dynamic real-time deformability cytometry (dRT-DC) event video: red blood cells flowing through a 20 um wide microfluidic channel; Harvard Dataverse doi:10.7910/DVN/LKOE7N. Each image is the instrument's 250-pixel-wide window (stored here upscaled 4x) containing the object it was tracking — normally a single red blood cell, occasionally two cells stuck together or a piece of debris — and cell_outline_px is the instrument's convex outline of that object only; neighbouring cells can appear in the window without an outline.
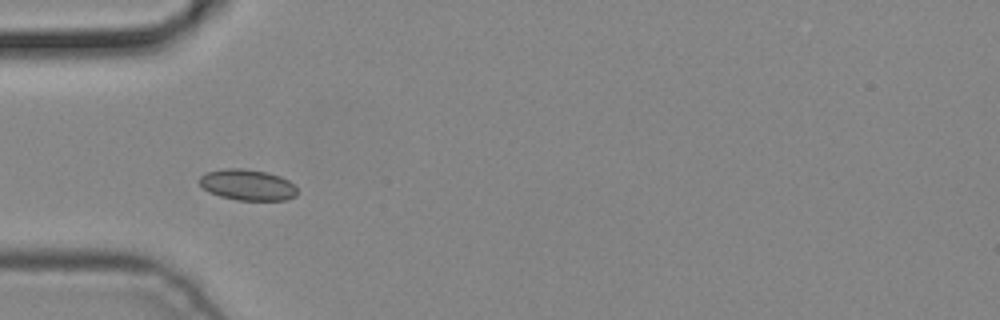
{"species": "common noctule bat (a hibernating species)", "species_latin": "Nyctalus noctula", "temperature_condition": "cold", "stored_images_in_passage": 3, "camera_frame_rate_fps": 3000, "um_per_image_px": 0.085, "animal": {"sex": "male", "body_mass_g": 19.2, "forearm_length_mm": 51.8}, "frame": {"image": 1, "passage_image": 1, "time_ms": 0.0, "image_size_px": [1000, 320], "cell_outline_px": [[296, 196], [284, 200], [236, 200], [220, 196], [208, 192], [200, 184], [200, 176], [208, 172], [228, 168], [244, 168], [268, 172], [280, 176], [288, 180], [296, 188]], "centroid_in_image_um": [21.04, 15.71], "position_along_channel_um": 64.0, "area_um2": 17.57}}
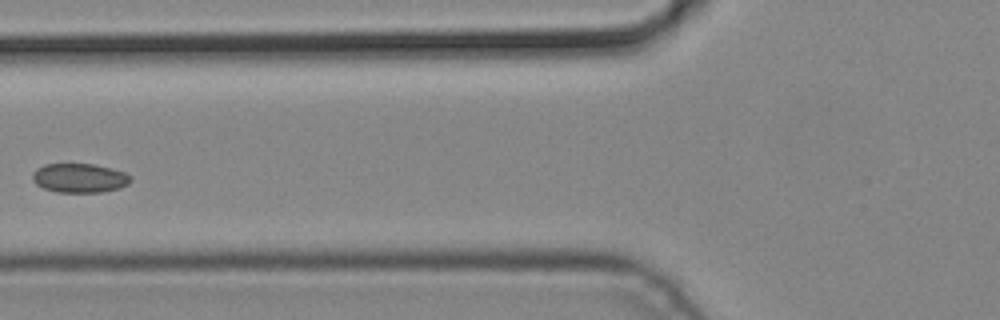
{"frame": {"image": 2, "passage_image": 2, "time_ms": 0.333, "image_size_px": [1000, 320], "cell_outline_px": [[132, 180], [128, 184], [120, 188], [100, 192], [56, 192], [44, 188], [36, 184], [32, 180], [32, 172], [36, 168], [44, 164], [92, 164], [112, 168], [124, 172], [132, 176]], "centroid_in_image_um": [6.76, 15.13], "position_along_channel_um": 119.0, "area_um2": 16.82}}
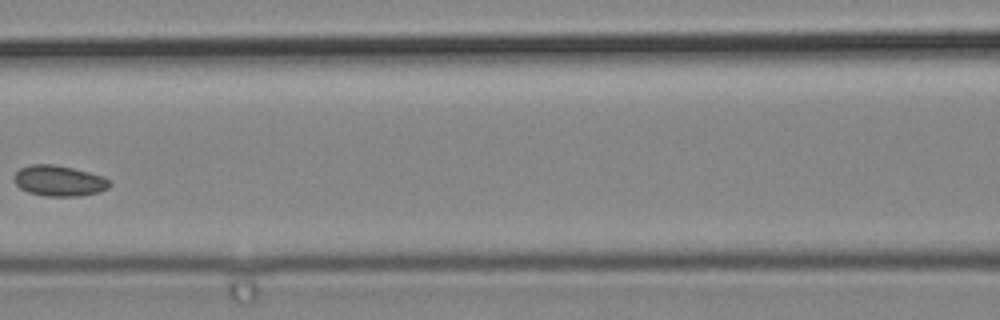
{"frame": {"image": 3, "passage_image": 3, "time_ms": 0.667, "image_size_px": [1000, 320], "cell_outline_px": [[112, 184], [108, 188], [100, 192], [80, 196], [44, 196], [28, 192], [20, 188], [16, 184], [12, 176], [20, 168], [32, 164], [56, 164], [104, 176]], "centroid_in_image_um": [5.02, 15.37], "position_along_channel_um": 161.6, "area_um2": 17.22}}